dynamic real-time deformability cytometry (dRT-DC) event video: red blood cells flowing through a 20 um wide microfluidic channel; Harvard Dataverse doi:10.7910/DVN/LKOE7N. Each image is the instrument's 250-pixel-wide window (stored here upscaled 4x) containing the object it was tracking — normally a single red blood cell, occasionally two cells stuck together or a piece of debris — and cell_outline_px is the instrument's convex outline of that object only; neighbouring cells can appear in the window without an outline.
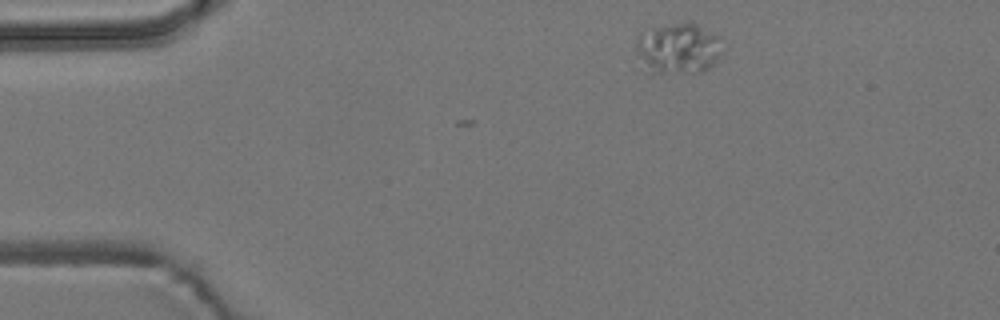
{"species": "common noctule bat (a hibernating species)", "species_latin": "Nyctalus noctula", "temperature_condition": "room temperature", "stored_images_in_passage": 5, "camera_frame_rate_fps": 3000, "um_per_image_px": 0.085, "animal": {"sex": "male", "body_mass_g": 19.2, "forearm_length_mm": 51.8}, "frame": {"image": 1, "passage_image": 1, "time_ms": 0.0, "image_size_px": [1000, 320], "cell_outline_px": [[720, 52], [716, 60], [708, 68], [700, 72], [644, 72], [636, 52], [636, 40], [640, 32], [656, 28], [692, 20], [720, 36]], "centroid_in_image_um": [57.62, 4.1], "position_along_channel_um": 27.4, "area_um2": 25.66}}